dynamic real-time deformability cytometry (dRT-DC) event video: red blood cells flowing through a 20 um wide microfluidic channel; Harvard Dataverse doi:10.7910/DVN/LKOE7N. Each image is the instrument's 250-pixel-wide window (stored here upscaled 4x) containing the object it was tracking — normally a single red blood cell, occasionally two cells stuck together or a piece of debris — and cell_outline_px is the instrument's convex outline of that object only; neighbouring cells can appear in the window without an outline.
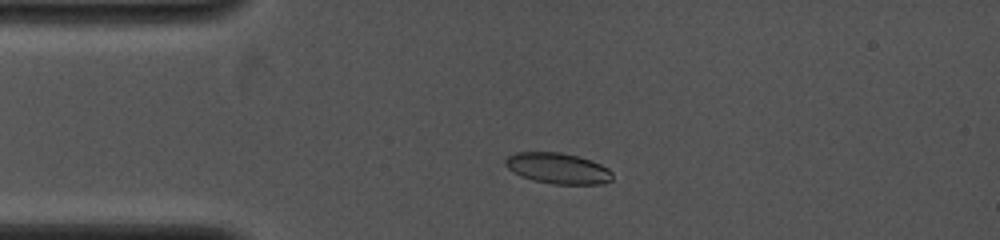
{"species": "common noctule bat (a hibernating species)", "species_latin": "Nyctalus noctula", "temperature_condition": "cold", "stored_images_in_passage": 41, "camera_frame_rate_fps": 4000, "um_per_image_px": 0.085, "animal": {"sex": "female", "body_mass_g": 19.0, "forearm_length_mm": 53.3}, "frame": {"image": 1, "passage_image": 11, "time_ms": 2.5, "image_size_px": [1000, 240], "cell_outline_px": [[612, 180], [604, 184], [552, 184], [532, 180], [520, 176], [508, 168], [504, 164], [504, 160], [508, 156], [516, 152], [560, 152], [576, 156], [600, 164], [608, 168], [612, 172]], "centroid_in_image_um": [47.4, 14.32], "position_along_channel_um": 37.6, "area_um2": 19.25}}
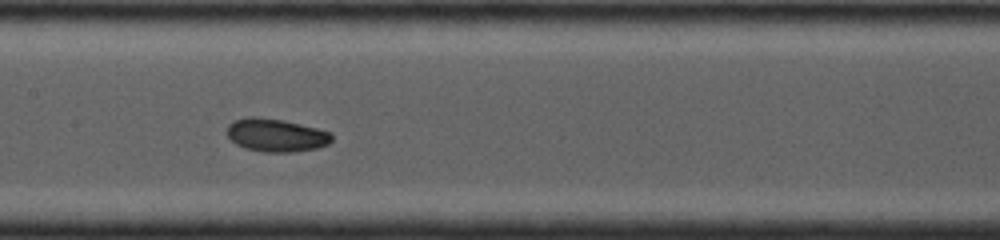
{"frame": {"image": 2, "passage_image": 29, "time_ms": 6.5, "image_size_px": [1000, 240], "cell_outline_px": [[332, 140], [328, 144], [316, 148], [292, 152], [264, 152], [244, 148], [236, 144], [228, 136], [228, 124], [232, 120], [248, 116], [256, 116], [284, 120], [332, 132]], "centroid_in_image_um": [23.45, 11.48], "position_along_channel_um": 183.9, "area_um2": 20.29}}
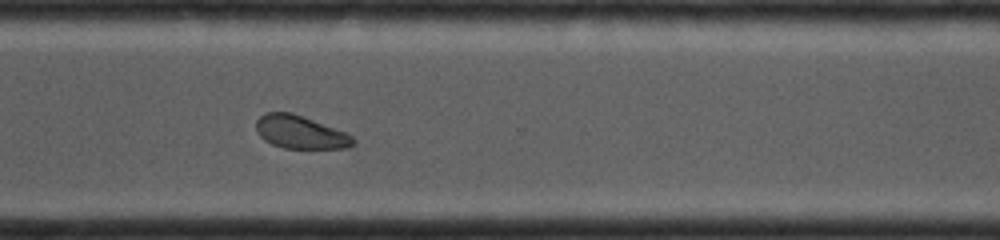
{"frame": {"image": 3, "passage_image": 41, "time_ms": 10.25, "image_size_px": [1000, 240], "cell_outline_px": [[356, 144], [348, 148], [284, 148], [272, 144], [264, 140], [256, 132], [256, 120], [264, 112], [292, 112], [348, 132], [356, 140]], "centroid_in_image_um": [25.55, 11.23], "position_along_channel_um": 345.0, "area_um2": 19.02}}